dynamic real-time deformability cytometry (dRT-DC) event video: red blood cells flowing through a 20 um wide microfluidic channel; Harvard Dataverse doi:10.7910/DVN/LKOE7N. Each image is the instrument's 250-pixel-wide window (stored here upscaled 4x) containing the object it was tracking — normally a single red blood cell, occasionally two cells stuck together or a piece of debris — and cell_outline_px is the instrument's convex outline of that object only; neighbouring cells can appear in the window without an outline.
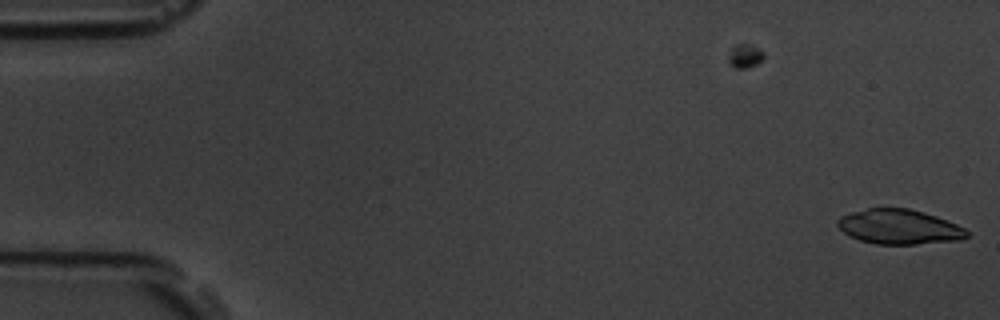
{"species": "common noctule bat (a hibernating species)", "species_latin": "Nyctalus noctula", "temperature_condition": "room temperature", "stored_images_in_passage": 7, "camera_frame_rate_fps": 3000, "um_per_image_px": 0.085, "animal": {"sex": "male", "body_mass_g": 19.5, "forearm_length_mm": 54.6}, "frame": {"image": 1, "passage_image": 7, "time_ms": 2.0, "image_size_px": [1000, 320], "cell_outline_px": [[968, 236], [960, 240], [916, 244], [876, 244], [860, 240], [848, 236], [836, 224], [836, 220], [840, 216], [852, 212], [868, 208], [908, 208], [924, 212], [936, 216], [956, 224], [964, 228], [968, 232]], "centroid_in_image_um": [76.41, 19.28], "position_along_channel_um": 8.6, "area_um2": 26.18}}